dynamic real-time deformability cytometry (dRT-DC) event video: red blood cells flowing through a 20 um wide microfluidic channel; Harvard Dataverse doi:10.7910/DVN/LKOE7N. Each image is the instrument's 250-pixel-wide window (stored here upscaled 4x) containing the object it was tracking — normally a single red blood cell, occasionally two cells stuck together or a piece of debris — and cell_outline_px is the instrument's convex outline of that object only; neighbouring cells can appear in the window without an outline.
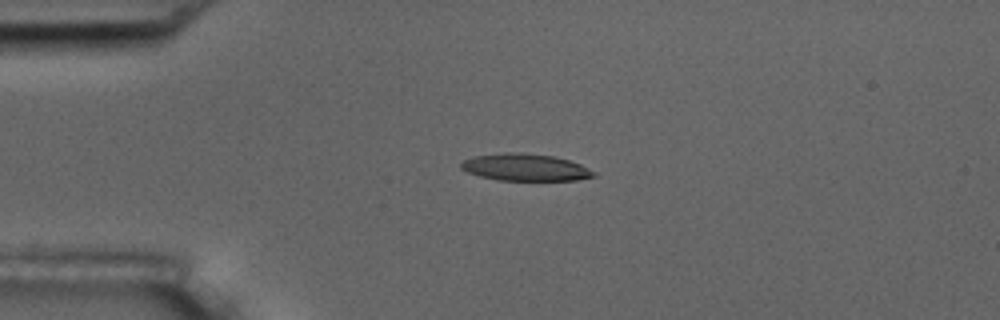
{"species": "common noctule bat (a hibernating species)", "species_latin": "Nyctalus noctula", "temperature_condition": "room temperature", "stored_images_in_passage": 3, "camera_frame_rate_fps": 3000, "um_per_image_px": 0.085, "animal": {"sex": "male", "body_mass_g": 17.5, "forearm_length_mm": 52.3}, "frame": {"image": 1, "passage_image": 2, "time_ms": 1.333, "image_size_px": [1000, 320], "cell_outline_px": [[596, 176], [576, 180], [496, 180], [480, 176], [468, 172], [460, 168], [460, 164], [464, 160], [472, 156], [504, 152], [524, 152], [556, 156], [580, 164], [596, 172]], "centroid_in_image_um": [44.64, 14.21], "position_along_channel_um": 40.4, "area_um2": 21.1}}